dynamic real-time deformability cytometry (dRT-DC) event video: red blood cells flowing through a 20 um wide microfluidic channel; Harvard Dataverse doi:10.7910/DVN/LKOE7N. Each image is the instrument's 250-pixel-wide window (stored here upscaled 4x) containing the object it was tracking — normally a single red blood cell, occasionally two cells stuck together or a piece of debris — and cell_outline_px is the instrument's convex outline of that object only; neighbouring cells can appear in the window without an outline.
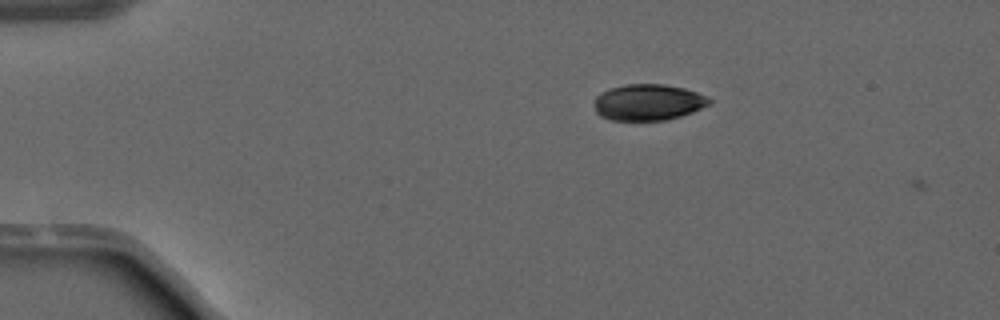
{"species": "common noctule bat (a hibernating species)", "species_latin": "Nyctalus noctula", "temperature_condition": "warm", "stored_images_in_passage": 4, "camera_frame_rate_fps": 3000, "um_per_image_px": 0.085, "animal": {"sex": "male", "forearm_length_mm": 52.5}, "frame": {"image": 1, "passage_image": 3, "time_ms": 0.667, "image_size_px": [1000, 320], "cell_outline_px": [[712, 104], [692, 112], [668, 120], [608, 120], [600, 116], [596, 112], [596, 96], [600, 92], [624, 84], [664, 84], [684, 88], [708, 96], [712, 100]], "centroid_in_image_um": [55.13, 8.69], "position_along_channel_um": 29.9, "area_um2": 24.39}}